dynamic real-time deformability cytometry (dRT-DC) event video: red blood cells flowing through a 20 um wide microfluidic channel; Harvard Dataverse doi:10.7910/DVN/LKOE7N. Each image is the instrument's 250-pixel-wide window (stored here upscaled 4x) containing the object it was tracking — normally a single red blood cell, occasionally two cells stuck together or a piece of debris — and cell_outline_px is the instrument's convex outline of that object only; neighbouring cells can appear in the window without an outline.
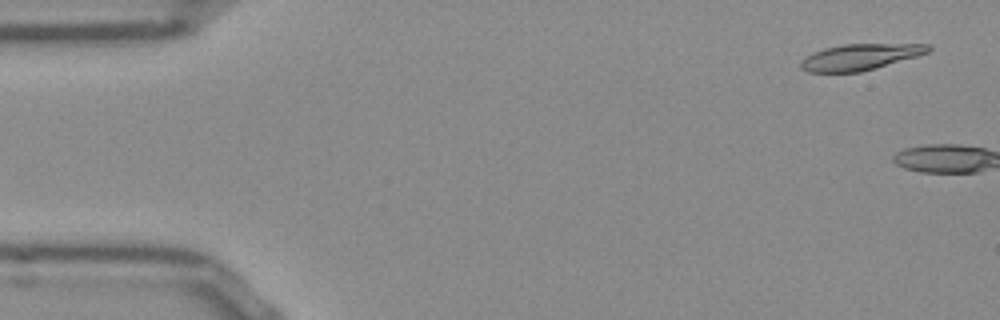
{"species": "Egyptian fruit bat (a non-hibernating species)", "species_latin": "Rousettus aegyptiacus", "temperature_condition": "room temperature", "stored_images_in_passage": 4, "camera_frame_rate_fps": 3000, "um_per_image_px": 0.085, "frame": {"image": 1, "passage_image": 3, "time_ms": 0.667, "image_size_px": [1000, 320], "cell_outline_px": [[932, 48], [928, 52], [916, 56], [876, 68], [860, 72], [808, 72], [800, 68], [800, 60], [812, 52], [824, 48], [844, 44], [928, 44]], "centroid_in_image_um": [73.06, 4.84], "position_along_channel_um": 11.9, "area_um2": 19.36}}